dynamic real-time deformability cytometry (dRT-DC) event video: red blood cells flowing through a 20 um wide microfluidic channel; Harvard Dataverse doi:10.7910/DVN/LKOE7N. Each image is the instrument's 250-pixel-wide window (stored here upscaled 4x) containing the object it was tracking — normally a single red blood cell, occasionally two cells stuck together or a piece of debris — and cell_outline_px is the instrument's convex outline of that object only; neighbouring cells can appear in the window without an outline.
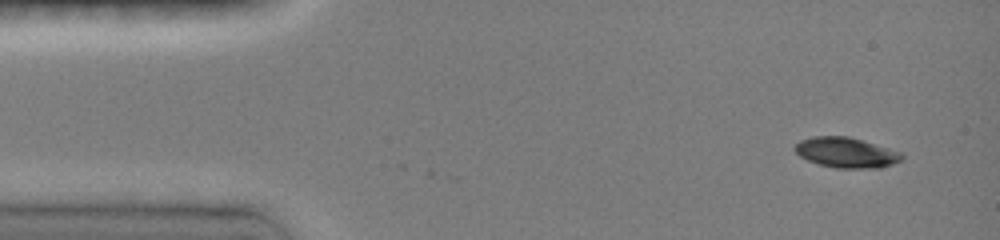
{"species": "common noctule bat (a hibernating species)", "species_latin": "Nyctalus noctula", "temperature_condition": "room temperature", "stored_images_in_passage": 8, "camera_frame_rate_fps": 3000, "um_per_image_px": 0.085, "animal": {"sex": "female", "body_mass_g": 19.0, "forearm_length_mm": 51.5}, "frame": {"image": 1, "passage_image": 1, "time_ms": 0.0, "image_size_px": [1000, 240], "cell_outline_px": [[904, 156], [900, 160], [892, 164], [880, 168], [836, 168], [820, 164], [808, 160], [800, 156], [792, 148], [800, 140], [816, 136], [848, 136], [888, 148], [900, 152]], "centroid_in_image_um": [71.9, 12.97], "position_along_channel_um": 13.1, "area_um2": 18.67}}
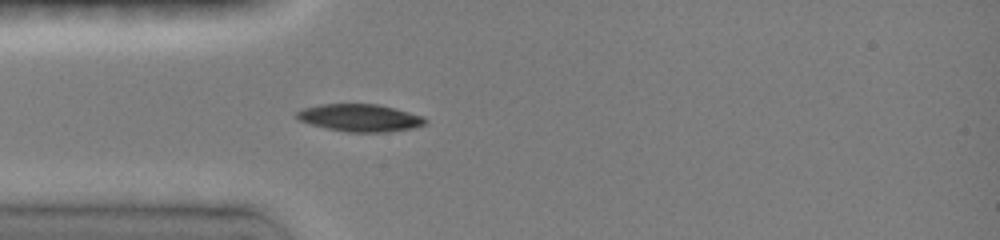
{"frame": {"image": 2, "passage_image": 8, "time_ms": 3.333, "image_size_px": [1000, 240], "cell_outline_px": [[428, 120], [424, 124], [412, 128], [388, 132], [348, 132], [328, 128], [312, 124], [300, 120], [296, 116], [296, 112], [304, 108], [320, 104], [376, 104], [424, 116]], "centroid_in_image_um": [30.61, 10.01], "position_along_channel_um": 54.4, "area_um2": 20.23}}